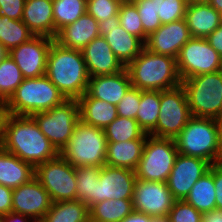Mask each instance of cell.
<instances>
[{
    "label": "cell",
    "mask_w": 222,
    "mask_h": 222,
    "mask_svg": "<svg viewBox=\"0 0 222 222\" xmlns=\"http://www.w3.org/2000/svg\"><path fill=\"white\" fill-rule=\"evenodd\" d=\"M0 146L34 167L59 155L32 116L9 114Z\"/></svg>",
    "instance_id": "1"
},
{
    "label": "cell",
    "mask_w": 222,
    "mask_h": 222,
    "mask_svg": "<svg viewBox=\"0 0 222 222\" xmlns=\"http://www.w3.org/2000/svg\"><path fill=\"white\" fill-rule=\"evenodd\" d=\"M46 76L66 99H78L87 91L89 74L81 50L53 40L47 56Z\"/></svg>",
    "instance_id": "2"
},
{
    "label": "cell",
    "mask_w": 222,
    "mask_h": 222,
    "mask_svg": "<svg viewBox=\"0 0 222 222\" xmlns=\"http://www.w3.org/2000/svg\"><path fill=\"white\" fill-rule=\"evenodd\" d=\"M133 87L141 91H163L181 85L176 59L145 47L126 67Z\"/></svg>",
    "instance_id": "3"
},
{
    "label": "cell",
    "mask_w": 222,
    "mask_h": 222,
    "mask_svg": "<svg viewBox=\"0 0 222 222\" xmlns=\"http://www.w3.org/2000/svg\"><path fill=\"white\" fill-rule=\"evenodd\" d=\"M65 100L60 90L44 75L25 78L5 103L9 114L32 116L48 111Z\"/></svg>",
    "instance_id": "4"
},
{
    "label": "cell",
    "mask_w": 222,
    "mask_h": 222,
    "mask_svg": "<svg viewBox=\"0 0 222 222\" xmlns=\"http://www.w3.org/2000/svg\"><path fill=\"white\" fill-rule=\"evenodd\" d=\"M174 140L180 154L204 159L211 165L222 162V145L213 118L192 116Z\"/></svg>",
    "instance_id": "5"
},
{
    "label": "cell",
    "mask_w": 222,
    "mask_h": 222,
    "mask_svg": "<svg viewBox=\"0 0 222 222\" xmlns=\"http://www.w3.org/2000/svg\"><path fill=\"white\" fill-rule=\"evenodd\" d=\"M59 154L75 168L104 166L107 156V138L104 129L79 120L71 138Z\"/></svg>",
    "instance_id": "6"
},
{
    "label": "cell",
    "mask_w": 222,
    "mask_h": 222,
    "mask_svg": "<svg viewBox=\"0 0 222 222\" xmlns=\"http://www.w3.org/2000/svg\"><path fill=\"white\" fill-rule=\"evenodd\" d=\"M192 116L215 118L222 110V70L181 82Z\"/></svg>",
    "instance_id": "7"
},
{
    "label": "cell",
    "mask_w": 222,
    "mask_h": 222,
    "mask_svg": "<svg viewBox=\"0 0 222 222\" xmlns=\"http://www.w3.org/2000/svg\"><path fill=\"white\" fill-rule=\"evenodd\" d=\"M177 155L174 139L147 135L143 155L134 170L136 178L166 183Z\"/></svg>",
    "instance_id": "8"
},
{
    "label": "cell",
    "mask_w": 222,
    "mask_h": 222,
    "mask_svg": "<svg viewBox=\"0 0 222 222\" xmlns=\"http://www.w3.org/2000/svg\"><path fill=\"white\" fill-rule=\"evenodd\" d=\"M40 131L60 152L71 138L76 123L80 120L76 99H66L60 105L45 112L32 115Z\"/></svg>",
    "instance_id": "9"
},
{
    "label": "cell",
    "mask_w": 222,
    "mask_h": 222,
    "mask_svg": "<svg viewBox=\"0 0 222 222\" xmlns=\"http://www.w3.org/2000/svg\"><path fill=\"white\" fill-rule=\"evenodd\" d=\"M192 117L182 85L160 91V108L156 128L149 134L174 139Z\"/></svg>",
    "instance_id": "10"
},
{
    "label": "cell",
    "mask_w": 222,
    "mask_h": 222,
    "mask_svg": "<svg viewBox=\"0 0 222 222\" xmlns=\"http://www.w3.org/2000/svg\"><path fill=\"white\" fill-rule=\"evenodd\" d=\"M35 178L53 202L76 200L75 167L60 154L35 167Z\"/></svg>",
    "instance_id": "11"
},
{
    "label": "cell",
    "mask_w": 222,
    "mask_h": 222,
    "mask_svg": "<svg viewBox=\"0 0 222 222\" xmlns=\"http://www.w3.org/2000/svg\"><path fill=\"white\" fill-rule=\"evenodd\" d=\"M176 65L181 81L222 70V57L206 38L191 37L180 49Z\"/></svg>",
    "instance_id": "12"
},
{
    "label": "cell",
    "mask_w": 222,
    "mask_h": 222,
    "mask_svg": "<svg viewBox=\"0 0 222 222\" xmlns=\"http://www.w3.org/2000/svg\"><path fill=\"white\" fill-rule=\"evenodd\" d=\"M175 199L167 183L136 179L133 191V211L151 217H168Z\"/></svg>",
    "instance_id": "13"
},
{
    "label": "cell",
    "mask_w": 222,
    "mask_h": 222,
    "mask_svg": "<svg viewBox=\"0 0 222 222\" xmlns=\"http://www.w3.org/2000/svg\"><path fill=\"white\" fill-rule=\"evenodd\" d=\"M53 40L46 36H33L29 41L8 52L24 78H37L46 75L47 56Z\"/></svg>",
    "instance_id": "14"
},
{
    "label": "cell",
    "mask_w": 222,
    "mask_h": 222,
    "mask_svg": "<svg viewBox=\"0 0 222 222\" xmlns=\"http://www.w3.org/2000/svg\"><path fill=\"white\" fill-rule=\"evenodd\" d=\"M136 179L134 170L109 165L102 166L99 180L96 181L93 205L103 200L133 199Z\"/></svg>",
    "instance_id": "15"
},
{
    "label": "cell",
    "mask_w": 222,
    "mask_h": 222,
    "mask_svg": "<svg viewBox=\"0 0 222 222\" xmlns=\"http://www.w3.org/2000/svg\"><path fill=\"white\" fill-rule=\"evenodd\" d=\"M210 166L204 159L178 153L166 182L173 198L184 200L198 179L209 171Z\"/></svg>",
    "instance_id": "16"
},
{
    "label": "cell",
    "mask_w": 222,
    "mask_h": 222,
    "mask_svg": "<svg viewBox=\"0 0 222 222\" xmlns=\"http://www.w3.org/2000/svg\"><path fill=\"white\" fill-rule=\"evenodd\" d=\"M100 36L103 37L115 56L126 67L143 50L145 43L134 35L128 33L121 25L118 16H113L99 22Z\"/></svg>",
    "instance_id": "17"
},
{
    "label": "cell",
    "mask_w": 222,
    "mask_h": 222,
    "mask_svg": "<svg viewBox=\"0 0 222 222\" xmlns=\"http://www.w3.org/2000/svg\"><path fill=\"white\" fill-rule=\"evenodd\" d=\"M52 204L48 191L35 177L30 182L13 189L12 212L40 222Z\"/></svg>",
    "instance_id": "18"
},
{
    "label": "cell",
    "mask_w": 222,
    "mask_h": 222,
    "mask_svg": "<svg viewBox=\"0 0 222 222\" xmlns=\"http://www.w3.org/2000/svg\"><path fill=\"white\" fill-rule=\"evenodd\" d=\"M191 38L185 18L162 24L151 33L145 42V48L157 54L177 58L180 49Z\"/></svg>",
    "instance_id": "19"
},
{
    "label": "cell",
    "mask_w": 222,
    "mask_h": 222,
    "mask_svg": "<svg viewBox=\"0 0 222 222\" xmlns=\"http://www.w3.org/2000/svg\"><path fill=\"white\" fill-rule=\"evenodd\" d=\"M81 52L90 77L116 74L125 69L101 36L93 39Z\"/></svg>",
    "instance_id": "20"
},
{
    "label": "cell",
    "mask_w": 222,
    "mask_h": 222,
    "mask_svg": "<svg viewBox=\"0 0 222 222\" xmlns=\"http://www.w3.org/2000/svg\"><path fill=\"white\" fill-rule=\"evenodd\" d=\"M131 86L125 68L116 74L90 77L86 93L92 98L117 105Z\"/></svg>",
    "instance_id": "21"
},
{
    "label": "cell",
    "mask_w": 222,
    "mask_h": 222,
    "mask_svg": "<svg viewBox=\"0 0 222 222\" xmlns=\"http://www.w3.org/2000/svg\"><path fill=\"white\" fill-rule=\"evenodd\" d=\"M99 36V22L86 12L74 23L60 29L54 40L66 48L82 50Z\"/></svg>",
    "instance_id": "22"
},
{
    "label": "cell",
    "mask_w": 222,
    "mask_h": 222,
    "mask_svg": "<svg viewBox=\"0 0 222 222\" xmlns=\"http://www.w3.org/2000/svg\"><path fill=\"white\" fill-rule=\"evenodd\" d=\"M185 20L191 37L206 38L222 23V14L206 1L189 2Z\"/></svg>",
    "instance_id": "23"
},
{
    "label": "cell",
    "mask_w": 222,
    "mask_h": 222,
    "mask_svg": "<svg viewBox=\"0 0 222 222\" xmlns=\"http://www.w3.org/2000/svg\"><path fill=\"white\" fill-rule=\"evenodd\" d=\"M22 21L35 36L54 39L52 0H25Z\"/></svg>",
    "instance_id": "24"
},
{
    "label": "cell",
    "mask_w": 222,
    "mask_h": 222,
    "mask_svg": "<svg viewBox=\"0 0 222 222\" xmlns=\"http://www.w3.org/2000/svg\"><path fill=\"white\" fill-rule=\"evenodd\" d=\"M35 177V167L0 146V185L12 189L30 182Z\"/></svg>",
    "instance_id": "25"
},
{
    "label": "cell",
    "mask_w": 222,
    "mask_h": 222,
    "mask_svg": "<svg viewBox=\"0 0 222 222\" xmlns=\"http://www.w3.org/2000/svg\"><path fill=\"white\" fill-rule=\"evenodd\" d=\"M82 122L97 128H106L117 116L114 104L90 97L87 93L77 99Z\"/></svg>",
    "instance_id": "26"
},
{
    "label": "cell",
    "mask_w": 222,
    "mask_h": 222,
    "mask_svg": "<svg viewBox=\"0 0 222 222\" xmlns=\"http://www.w3.org/2000/svg\"><path fill=\"white\" fill-rule=\"evenodd\" d=\"M145 142L146 139L107 142L105 165L135 170L143 155Z\"/></svg>",
    "instance_id": "27"
},
{
    "label": "cell",
    "mask_w": 222,
    "mask_h": 222,
    "mask_svg": "<svg viewBox=\"0 0 222 222\" xmlns=\"http://www.w3.org/2000/svg\"><path fill=\"white\" fill-rule=\"evenodd\" d=\"M215 198L214 164H212L209 171L193 185L191 191L184 200L196 210L205 214L216 210Z\"/></svg>",
    "instance_id": "28"
},
{
    "label": "cell",
    "mask_w": 222,
    "mask_h": 222,
    "mask_svg": "<svg viewBox=\"0 0 222 222\" xmlns=\"http://www.w3.org/2000/svg\"><path fill=\"white\" fill-rule=\"evenodd\" d=\"M40 222H90L89 207L79 200L53 202Z\"/></svg>",
    "instance_id": "29"
},
{
    "label": "cell",
    "mask_w": 222,
    "mask_h": 222,
    "mask_svg": "<svg viewBox=\"0 0 222 222\" xmlns=\"http://www.w3.org/2000/svg\"><path fill=\"white\" fill-rule=\"evenodd\" d=\"M132 212V199L103 200L89 209L90 222H121Z\"/></svg>",
    "instance_id": "30"
},
{
    "label": "cell",
    "mask_w": 222,
    "mask_h": 222,
    "mask_svg": "<svg viewBox=\"0 0 222 222\" xmlns=\"http://www.w3.org/2000/svg\"><path fill=\"white\" fill-rule=\"evenodd\" d=\"M159 108L160 91L140 90V103L136 120L140 128L148 135L156 128Z\"/></svg>",
    "instance_id": "31"
},
{
    "label": "cell",
    "mask_w": 222,
    "mask_h": 222,
    "mask_svg": "<svg viewBox=\"0 0 222 222\" xmlns=\"http://www.w3.org/2000/svg\"><path fill=\"white\" fill-rule=\"evenodd\" d=\"M35 36L22 20L0 15V44L9 52Z\"/></svg>",
    "instance_id": "32"
},
{
    "label": "cell",
    "mask_w": 222,
    "mask_h": 222,
    "mask_svg": "<svg viewBox=\"0 0 222 222\" xmlns=\"http://www.w3.org/2000/svg\"><path fill=\"white\" fill-rule=\"evenodd\" d=\"M86 6L87 0H52L54 39L60 29L86 13Z\"/></svg>",
    "instance_id": "33"
},
{
    "label": "cell",
    "mask_w": 222,
    "mask_h": 222,
    "mask_svg": "<svg viewBox=\"0 0 222 222\" xmlns=\"http://www.w3.org/2000/svg\"><path fill=\"white\" fill-rule=\"evenodd\" d=\"M107 142L130 141L133 139H146L147 135L139 126L136 119L117 116L104 128Z\"/></svg>",
    "instance_id": "34"
},
{
    "label": "cell",
    "mask_w": 222,
    "mask_h": 222,
    "mask_svg": "<svg viewBox=\"0 0 222 222\" xmlns=\"http://www.w3.org/2000/svg\"><path fill=\"white\" fill-rule=\"evenodd\" d=\"M100 170L101 167L93 166L75 168L76 200L85 203L89 209L93 206V196H95Z\"/></svg>",
    "instance_id": "35"
},
{
    "label": "cell",
    "mask_w": 222,
    "mask_h": 222,
    "mask_svg": "<svg viewBox=\"0 0 222 222\" xmlns=\"http://www.w3.org/2000/svg\"><path fill=\"white\" fill-rule=\"evenodd\" d=\"M24 79L15 61L7 54L0 62V99L6 102Z\"/></svg>",
    "instance_id": "36"
},
{
    "label": "cell",
    "mask_w": 222,
    "mask_h": 222,
    "mask_svg": "<svg viewBox=\"0 0 222 222\" xmlns=\"http://www.w3.org/2000/svg\"><path fill=\"white\" fill-rule=\"evenodd\" d=\"M120 25L131 35L144 42V29L136 5L131 1H123L119 9Z\"/></svg>",
    "instance_id": "37"
},
{
    "label": "cell",
    "mask_w": 222,
    "mask_h": 222,
    "mask_svg": "<svg viewBox=\"0 0 222 222\" xmlns=\"http://www.w3.org/2000/svg\"><path fill=\"white\" fill-rule=\"evenodd\" d=\"M137 8L144 29V43L147 37L162 24L156 12L155 0H131Z\"/></svg>",
    "instance_id": "38"
},
{
    "label": "cell",
    "mask_w": 222,
    "mask_h": 222,
    "mask_svg": "<svg viewBox=\"0 0 222 222\" xmlns=\"http://www.w3.org/2000/svg\"><path fill=\"white\" fill-rule=\"evenodd\" d=\"M187 0H155L156 12L161 24L185 18Z\"/></svg>",
    "instance_id": "39"
},
{
    "label": "cell",
    "mask_w": 222,
    "mask_h": 222,
    "mask_svg": "<svg viewBox=\"0 0 222 222\" xmlns=\"http://www.w3.org/2000/svg\"><path fill=\"white\" fill-rule=\"evenodd\" d=\"M121 3L120 0H87L86 12L102 22L118 16Z\"/></svg>",
    "instance_id": "40"
},
{
    "label": "cell",
    "mask_w": 222,
    "mask_h": 222,
    "mask_svg": "<svg viewBox=\"0 0 222 222\" xmlns=\"http://www.w3.org/2000/svg\"><path fill=\"white\" fill-rule=\"evenodd\" d=\"M168 219L169 222H201L203 214L185 200H175Z\"/></svg>",
    "instance_id": "41"
},
{
    "label": "cell",
    "mask_w": 222,
    "mask_h": 222,
    "mask_svg": "<svg viewBox=\"0 0 222 222\" xmlns=\"http://www.w3.org/2000/svg\"><path fill=\"white\" fill-rule=\"evenodd\" d=\"M140 103V90L131 86L116 105L118 116L136 119Z\"/></svg>",
    "instance_id": "42"
},
{
    "label": "cell",
    "mask_w": 222,
    "mask_h": 222,
    "mask_svg": "<svg viewBox=\"0 0 222 222\" xmlns=\"http://www.w3.org/2000/svg\"><path fill=\"white\" fill-rule=\"evenodd\" d=\"M25 0H0V15L22 20Z\"/></svg>",
    "instance_id": "43"
},
{
    "label": "cell",
    "mask_w": 222,
    "mask_h": 222,
    "mask_svg": "<svg viewBox=\"0 0 222 222\" xmlns=\"http://www.w3.org/2000/svg\"><path fill=\"white\" fill-rule=\"evenodd\" d=\"M214 187L216 210L222 211V162L214 164Z\"/></svg>",
    "instance_id": "44"
},
{
    "label": "cell",
    "mask_w": 222,
    "mask_h": 222,
    "mask_svg": "<svg viewBox=\"0 0 222 222\" xmlns=\"http://www.w3.org/2000/svg\"><path fill=\"white\" fill-rule=\"evenodd\" d=\"M12 193V188L0 185V215L12 212Z\"/></svg>",
    "instance_id": "45"
},
{
    "label": "cell",
    "mask_w": 222,
    "mask_h": 222,
    "mask_svg": "<svg viewBox=\"0 0 222 222\" xmlns=\"http://www.w3.org/2000/svg\"><path fill=\"white\" fill-rule=\"evenodd\" d=\"M206 40L222 57V23L206 37Z\"/></svg>",
    "instance_id": "46"
},
{
    "label": "cell",
    "mask_w": 222,
    "mask_h": 222,
    "mask_svg": "<svg viewBox=\"0 0 222 222\" xmlns=\"http://www.w3.org/2000/svg\"><path fill=\"white\" fill-rule=\"evenodd\" d=\"M8 116H9V111H8L6 103L3 101L0 104V145L3 140L6 120H7Z\"/></svg>",
    "instance_id": "47"
},
{
    "label": "cell",
    "mask_w": 222,
    "mask_h": 222,
    "mask_svg": "<svg viewBox=\"0 0 222 222\" xmlns=\"http://www.w3.org/2000/svg\"><path fill=\"white\" fill-rule=\"evenodd\" d=\"M151 216L133 211L131 214L127 215L121 222H150Z\"/></svg>",
    "instance_id": "48"
},
{
    "label": "cell",
    "mask_w": 222,
    "mask_h": 222,
    "mask_svg": "<svg viewBox=\"0 0 222 222\" xmlns=\"http://www.w3.org/2000/svg\"><path fill=\"white\" fill-rule=\"evenodd\" d=\"M26 215L20 213L11 212L8 215L3 216V222H38ZM32 220V221H31Z\"/></svg>",
    "instance_id": "49"
},
{
    "label": "cell",
    "mask_w": 222,
    "mask_h": 222,
    "mask_svg": "<svg viewBox=\"0 0 222 222\" xmlns=\"http://www.w3.org/2000/svg\"><path fill=\"white\" fill-rule=\"evenodd\" d=\"M203 219L206 222H222V211L214 210L203 214Z\"/></svg>",
    "instance_id": "50"
},
{
    "label": "cell",
    "mask_w": 222,
    "mask_h": 222,
    "mask_svg": "<svg viewBox=\"0 0 222 222\" xmlns=\"http://www.w3.org/2000/svg\"><path fill=\"white\" fill-rule=\"evenodd\" d=\"M216 129H217V136L220 144L222 145V110L221 112L214 118Z\"/></svg>",
    "instance_id": "51"
},
{
    "label": "cell",
    "mask_w": 222,
    "mask_h": 222,
    "mask_svg": "<svg viewBox=\"0 0 222 222\" xmlns=\"http://www.w3.org/2000/svg\"><path fill=\"white\" fill-rule=\"evenodd\" d=\"M206 2L222 14V0H206Z\"/></svg>",
    "instance_id": "52"
},
{
    "label": "cell",
    "mask_w": 222,
    "mask_h": 222,
    "mask_svg": "<svg viewBox=\"0 0 222 222\" xmlns=\"http://www.w3.org/2000/svg\"><path fill=\"white\" fill-rule=\"evenodd\" d=\"M150 222H169L168 217H152Z\"/></svg>",
    "instance_id": "53"
},
{
    "label": "cell",
    "mask_w": 222,
    "mask_h": 222,
    "mask_svg": "<svg viewBox=\"0 0 222 222\" xmlns=\"http://www.w3.org/2000/svg\"><path fill=\"white\" fill-rule=\"evenodd\" d=\"M8 54V52L4 49V47L0 44V62L4 59V57Z\"/></svg>",
    "instance_id": "54"
},
{
    "label": "cell",
    "mask_w": 222,
    "mask_h": 222,
    "mask_svg": "<svg viewBox=\"0 0 222 222\" xmlns=\"http://www.w3.org/2000/svg\"><path fill=\"white\" fill-rule=\"evenodd\" d=\"M188 2H199V1H206V0H187Z\"/></svg>",
    "instance_id": "55"
},
{
    "label": "cell",
    "mask_w": 222,
    "mask_h": 222,
    "mask_svg": "<svg viewBox=\"0 0 222 222\" xmlns=\"http://www.w3.org/2000/svg\"><path fill=\"white\" fill-rule=\"evenodd\" d=\"M0 222H3V215H0Z\"/></svg>",
    "instance_id": "56"
}]
</instances>
